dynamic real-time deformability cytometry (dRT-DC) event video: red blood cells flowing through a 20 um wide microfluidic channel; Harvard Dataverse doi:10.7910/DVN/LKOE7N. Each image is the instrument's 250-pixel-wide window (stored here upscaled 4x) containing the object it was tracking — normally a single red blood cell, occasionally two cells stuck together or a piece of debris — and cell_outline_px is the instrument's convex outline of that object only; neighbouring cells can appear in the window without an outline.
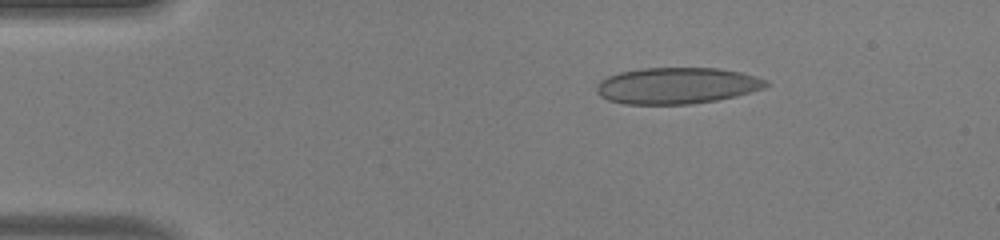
{"species": "human", "species_latin": "Homo sapiens", "temperature_condition": "warm", "stored_images_in_passage": 48, "camera_frame_rate_fps": 3000, "um_per_image_px": 0.085, "donor": {"sex": "male"}, "frame": {"image": 1, "passage_image": 7, "time_ms": 2.0, "image_size_px": [1000, 240], "cell_outline_px": [[768, 84], [764, 88], [736, 96], [716, 100], [692, 104], [624, 104], [608, 100], [600, 96], [596, 92], [596, 84], [600, 80], [608, 76], [620, 72], [640, 68], [716, 68], [740, 72], [768, 80]], "centroid_in_image_um": [57.5, 7.28], "position_along_channel_um": 27.5, "area_um2": 35.95}}
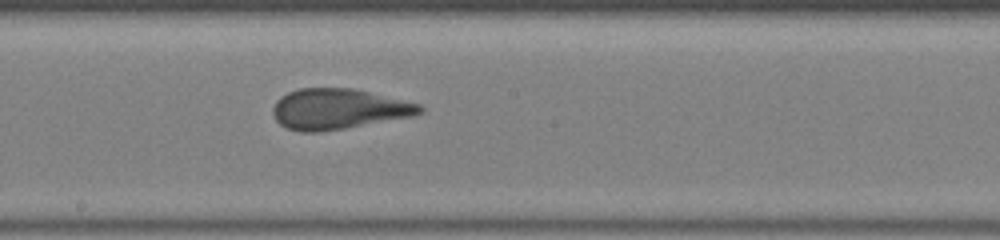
{"frame": {"image": 2, "passage_image": 26, "time_ms": 8.333, "image_size_px": [1000, 240], "cell_outline_px": [[424, 112], [416, 116], [320, 132], [300, 132], [288, 128], [280, 124], [276, 120], [272, 112], [272, 108], [276, 100], [280, 96], [288, 92], [300, 88], [352, 88], [420, 104], [424, 108]], "centroid_in_image_um": [28.76, 9.27], "position_along_channel_um": 219.4, "area_um2": 34.74}}
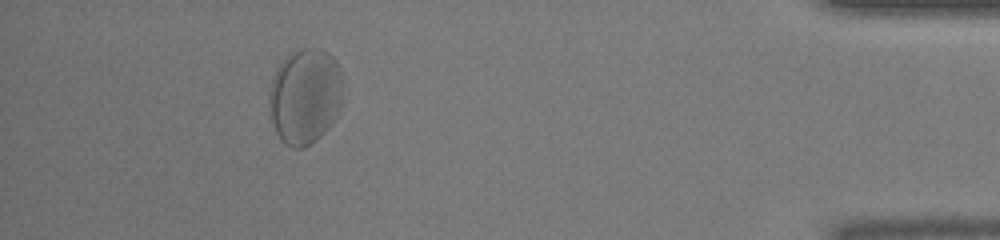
{"frame": {"image": 3, "passage_image": 44, "time_ms": 14.333, "image_size_px": [1000, 240], "cell_outline_px": [[340, 104], [336, 116], [328, 128], [316, 140], [304, 148], [292, 148], [284, 144], [280, 140], [272, 124], [268, 112], [268, 96], [272, 80], [280, 64], [292, 52], [304, 48], [320, 48], [328, 52], [336, 60], [340, 68]], "centroid_in_image_um": [25.88, 8.21], "position_along_channel_um": 409.3, "area_um2": 41.15}, "authors_computed_cell_mechanics": {"area_um2": 35.6915, "velocity_mm_per_s": 4.0721, "shape_relaxation_time_tau1_ms": 2.315, "shape_relaxation_time_tau2_ms": 0.7445, "deformation_change_tau1": 0.1183, "deformation_change_tau2": 0.0831}}